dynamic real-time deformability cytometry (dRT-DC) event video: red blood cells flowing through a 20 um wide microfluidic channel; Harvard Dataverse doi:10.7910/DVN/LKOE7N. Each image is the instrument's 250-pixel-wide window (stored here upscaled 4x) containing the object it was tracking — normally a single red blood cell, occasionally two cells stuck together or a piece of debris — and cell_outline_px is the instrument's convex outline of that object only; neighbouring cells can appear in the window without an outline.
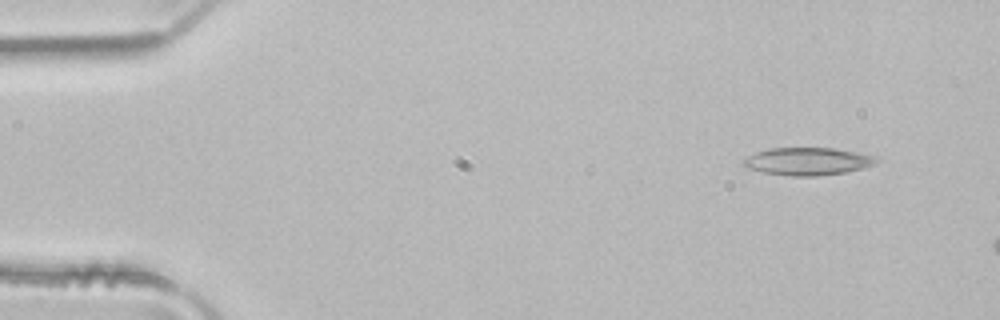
{"species": "common noctule bat (a hibernating species)", "species_latin": "Nyctalus noctula", "temperature_condition": "room temperature", "stored_images_in_passage": 3, "camera_frame_rate_fps": 3000, "um_per_image_px": 0.085, "animal": {"sex": "male", "body_mass_g": 21.5, "forearm_length_mm": 52.0}, "frame": {"image": 1, "passage_image": 1, "time_ms": 0.0, "image_size_px": [1000, 320], "cell_outline_px": [[880, 160], [876, 164], [864, 168], [848, 172], [816, 176], [792, 176], [764, 172], [744, 168], [740, 164], [744, 160], [756, 152], [768, 148], [836, 148], [876, 156]], "centroid_in_image_um": [68.68, 13.72], "position_along_channel_um": 16.3, "area_um2": 21.62}}